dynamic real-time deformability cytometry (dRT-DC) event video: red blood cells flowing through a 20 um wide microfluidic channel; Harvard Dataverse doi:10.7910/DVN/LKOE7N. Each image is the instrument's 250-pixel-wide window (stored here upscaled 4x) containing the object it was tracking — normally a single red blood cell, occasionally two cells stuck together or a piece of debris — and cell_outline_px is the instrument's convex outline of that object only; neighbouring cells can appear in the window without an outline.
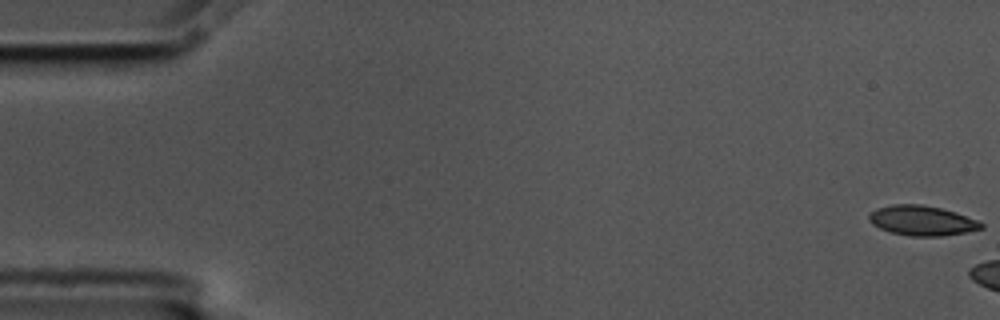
{"species": "common noctule bat (a hibernating species)", "species_latin": "Nyctalus noctula", "temperature_condition": "cold", "stored_images_in_passage": 8, "camera_frame_rate_fps": 3000, "um_per_image_px": 0.085, "animal": {"sex": "male", "body_mass_g": 17.5, "forearm_length_mm": 52.3}, "frame": {"image": 1, "passage_image": 1, "time_ms": 0.0, "image_size_px": [1000, 320], "cell_outline_px": [[984, 228], [964, 232], [940, 236], [908, 236], [892, 232], [880, 228], [872, 224], [868, 220], [868, 216], [876, 208], [892, 204], [920, 204], [940, 208], [956, 212], [976, 220], [984, 224]], "centroid_in_image_um": [78.34, 18.74], "position_along_channel_um": 6.7, "area_um2": 19.42}}